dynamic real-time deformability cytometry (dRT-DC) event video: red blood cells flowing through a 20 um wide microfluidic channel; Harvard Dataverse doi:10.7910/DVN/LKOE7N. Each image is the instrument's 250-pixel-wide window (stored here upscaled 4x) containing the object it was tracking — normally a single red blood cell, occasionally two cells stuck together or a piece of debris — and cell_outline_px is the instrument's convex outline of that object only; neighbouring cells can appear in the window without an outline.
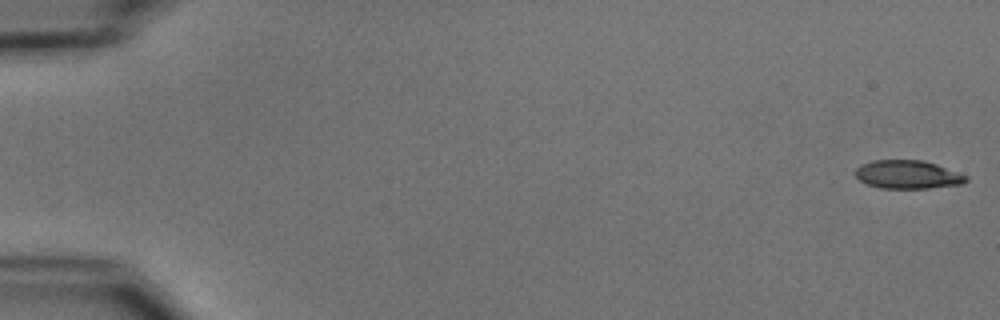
{"species": "common noctule bat (a hibernating species)", "species_latin": "Nyctalus noctula", "temperature_condition": "cold", "stored_images_in_passage": 5, "camera_frame_rate_fps": 3000, "um_per_image_px": 0.085, "animal": {"sex": "male", "body_mass_g": 15.6}, "frame": {"image": 1, "passage_image": 1, "time_ms": 0.0, "image_size_px": [1000, 320], "cell_outline_px": [[968, 180], [964, 184], [928, 188], [880, 188], [868, 184], [860, 180], [856, 176], [856, 168], [860, 164], [872, 160], [924, 160], [936, 164], [968, 176]], "centroid_in_image_um": [77.17, 14.83], "position_along_channel_um": 7.8, "area_um2": 18.32}}
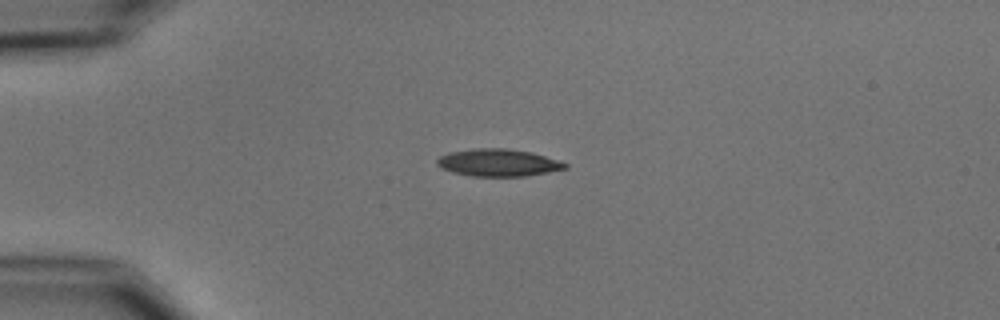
{"frame": {"image": 2, "passage_image": 4, "time_ms": 4.333, "image_size_px": [1000, 320], "cell_outline_px": [[568, 168], [548, 172], [524, 176], [468, 176], [452, 172], [440, 168], [436, 164], [436, 160], [440, 156], [448, 152], [472, 148], [508, 148], [532, 152], [568, 164]], "centroid_in_image_um": [42.29, 13.82], "position_along_channel_um": 42.7, "area_um2": 20.52}}